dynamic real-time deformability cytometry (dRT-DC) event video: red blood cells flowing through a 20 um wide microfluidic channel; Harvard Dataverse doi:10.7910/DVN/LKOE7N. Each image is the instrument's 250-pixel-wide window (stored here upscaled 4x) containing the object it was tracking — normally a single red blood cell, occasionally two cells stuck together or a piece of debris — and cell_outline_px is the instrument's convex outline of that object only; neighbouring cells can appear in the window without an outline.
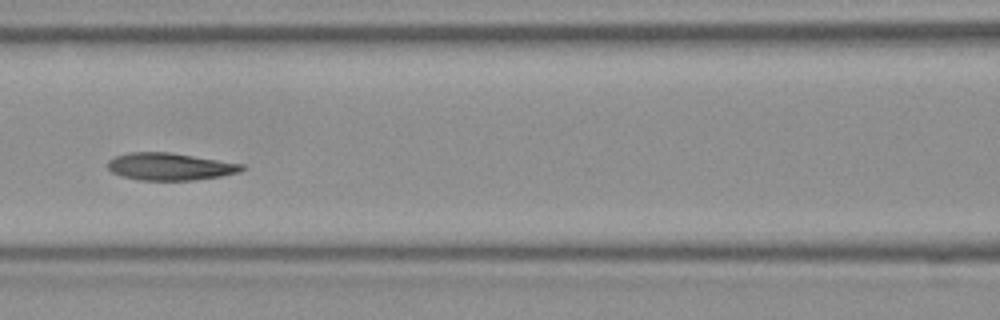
{"species": "Egyptian fruit bat (a non-hibernating species)", "species_latin": "Rousettus aegyptiacus", "temperature_condition": "room temperature", "stored_images_in_passage": 9, "camera_frame_rate_fps": 3000, "um_per_image_px": 0.085, "frame": {"image": 1, "passage_image": 6, "time_ms": 1.667, "image_size_px": [1000, 320], "cell_outline_px": [[244, 168], [240, 172], [220, 176], [196, 180], [140, 180], [124, 176], [112, 172], [108, 168], [108, 160], [116, 156], [128, 152], [168, 152], [244, 164]], "centroid_in_image_um": [14.45, 14.16], "position_along_channel_um": 152.2, "area_um2": 21.15}}
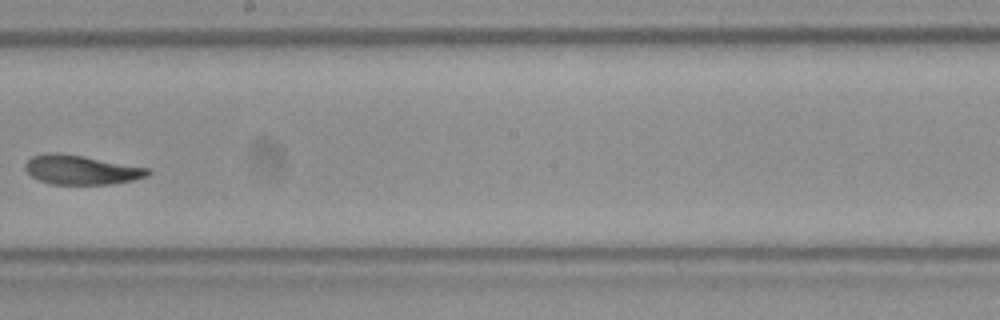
{"frame": {"image": 2, "passage_image": 8, "time_ms": 2.333, "image_size_px": [1000, 320], "cell_outline_px": [[152, 172], [148, 176], [132, 180], [108, 184], [52, 184], [40, 180], [32, 176], [24, 168], [24, 164], [32, 156], [44, 152], [60, 152], [152, 168]], "centroid_in_image_um": [6.92, 14.42], "position_along_channel_um": 241.3, "area_um2": 21.1}}
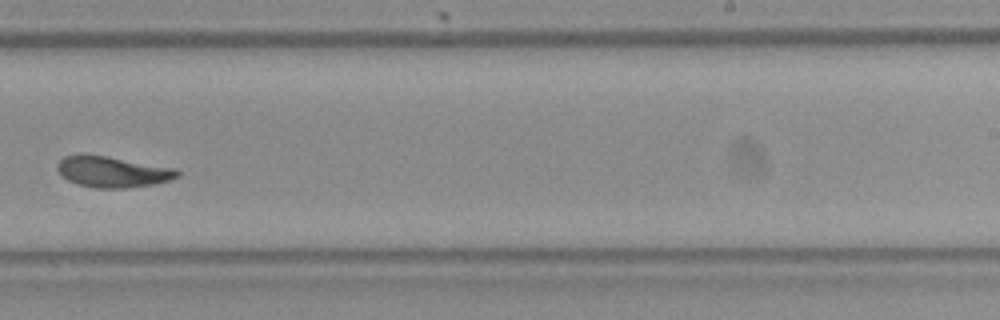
{"frame": {"image": 3, "passage_image": 9, "time_ms": 2.667, "image_size_px": [1000, 320], "cell_outline_px": [[180, 176], [156, 184], [124, 188], [96, 188], [80, 184], [68, 180], [56, 168], [56, 164], [64, 156], [104, 156], [176, 168], [180, 172]], "centroid_in_image_um": [9.62, 14.62], "position_along_channel_um": 279.4, "area_um2": 21.1}}